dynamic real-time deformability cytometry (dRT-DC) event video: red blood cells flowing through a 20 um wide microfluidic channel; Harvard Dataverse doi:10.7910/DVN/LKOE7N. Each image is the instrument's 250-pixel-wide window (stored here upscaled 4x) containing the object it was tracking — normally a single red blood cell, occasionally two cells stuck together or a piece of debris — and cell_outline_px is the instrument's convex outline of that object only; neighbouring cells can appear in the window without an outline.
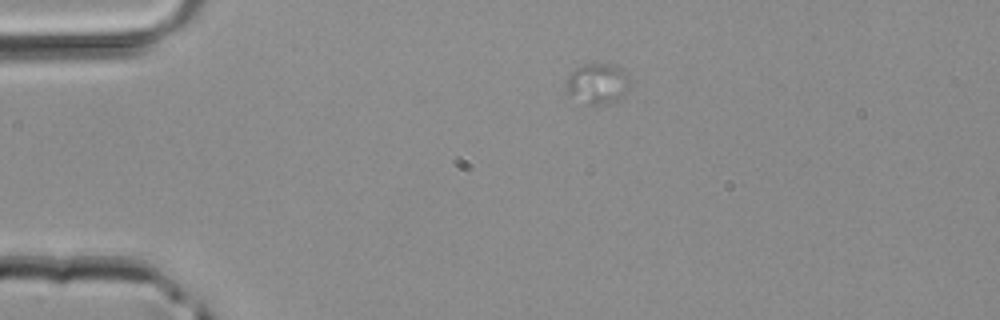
{"species": "common noctule bat (a hibernating species)", "species_latin": "Nyctalus noctula", "temperature_condition": "room temperature", "stored_images_in_passage": 2, "camera_frame_rate_fps": 3000, "um_per_image_px": 0.085, "animal": {"sex": "male", "body_mass_g": 20.4}, "frame": {"image": 1, "passage_image": 2, "time_ms": 0.333, "image_size_px": [1000, 320], "cell_outline_px": [[632, 80], [628, 88], [620, 96], [604, 104], [584, 104], [568, 92], [568, 76], [576, 68], [592, 60], [616, 64], [624, 68]], "centroid_in_image_um": [50.85, 7.0], "position_along_channel_um": 34.2, "area_um2": 15.26}}